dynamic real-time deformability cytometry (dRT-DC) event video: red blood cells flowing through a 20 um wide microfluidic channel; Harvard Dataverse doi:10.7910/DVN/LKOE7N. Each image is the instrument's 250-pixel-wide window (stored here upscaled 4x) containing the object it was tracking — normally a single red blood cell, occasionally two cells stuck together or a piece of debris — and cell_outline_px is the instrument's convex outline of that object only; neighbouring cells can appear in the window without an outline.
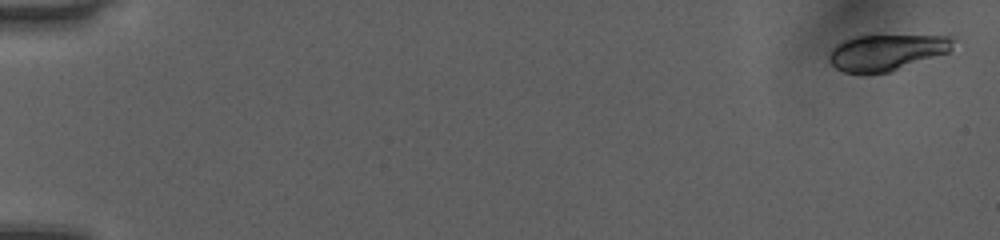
{"species": "human", "species_latin": "Homo sapiens", "temperature_condition": "room temperature", "stored_images_in_passage": 32, "camera_frame_rate_fps": 3000, "um_per_image_px": 0.085, "donor": {"sex": "female"}, "frame": {"image": 1, "passage_image": 1, "time_ms": 0.0, "image_size_px": [1000, 240], "cell_outline_px": [[952, 48], [948, 52], [892, 72], [844, 72], [836, 68], [828, 60], [828, 56], [832, 48], [836, 44], [852, 36], [948, 36], [952, 40]], "centroid_in_image_um": [75.32, 4.45], "position_along_channel_um": 9.7, "area_um2": 25.72}}
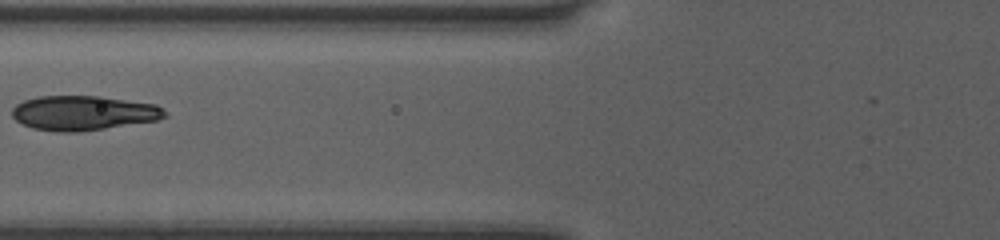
{"frame": {"image": 2, "passage_image": 13, "time_ms": 4.0, "image_size_px": [1000, 240], "cell_outline_px": [[168, 116], [156, 120], [104, 128], [76, 132], [60, 132], [32, 128], [16, 120], [12, 116], [12, 108], [16, 104], [24, 100], [36, 96], [100, 96], [156, 104], [164, 108], [168, 112]], "centroid_in_image_um": [7.1, 9.59], "position_along_channel_um": 118.7, "area_um2": 30.81}}
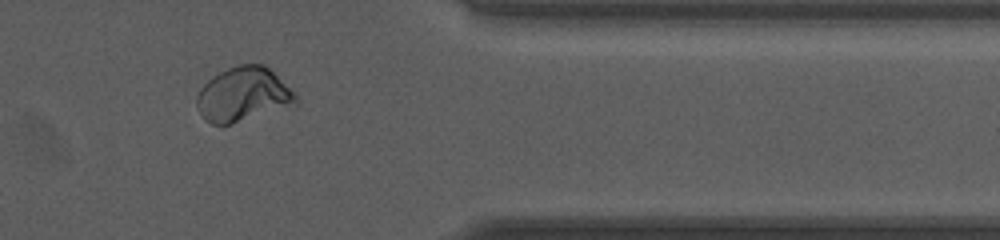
{"frame": {"image": 3, "passage_image": 26, "time_ms": 8.333, "image_size_px": [1000, 240], "cell_outline_px": [[296, 104], [232, 124], [212, 124], [204, 120], [196, 104], [196, 96], [200, 88], [212, 76], [228, 68], [240, 64], [264, 64], [296, 96]], "centroid_in_image_um": [20.6, 8.04], "position_along_channel_um": 390.8, "area_um2": 30.75}}